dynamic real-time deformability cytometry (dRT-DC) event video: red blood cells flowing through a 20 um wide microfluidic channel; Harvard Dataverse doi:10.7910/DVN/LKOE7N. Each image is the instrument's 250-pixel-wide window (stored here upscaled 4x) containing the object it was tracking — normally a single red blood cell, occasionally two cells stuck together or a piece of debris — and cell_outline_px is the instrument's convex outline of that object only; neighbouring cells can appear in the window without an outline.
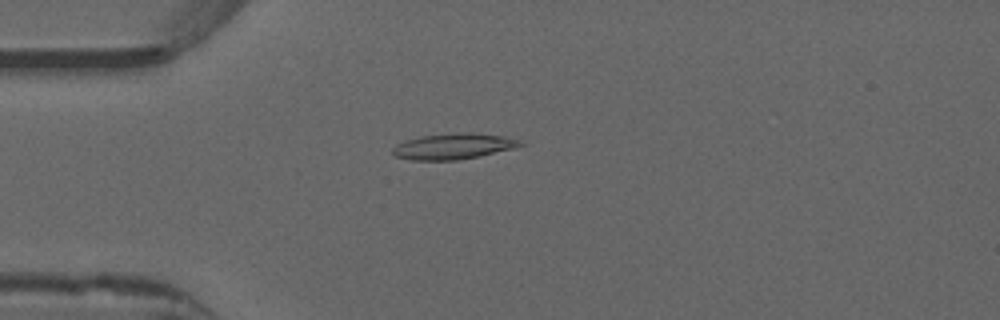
{"species": "common noctule bat (a hibernating species)", "species_latin": "Nyctalus noctula", "temperature_condition": "warm", "stored_images_in_passage": 52, "camera_frame_rate_fps": 3000, "um_per_image_px": 0.085, "animal": {"sex": "male", "forearm_length_mm": 52.5}, "frame": {"image": 1, "passage_image": 14, "time_ms": 4.333, "image_size_px": [1000, 320], "cell_outline_px": [[524, 144], [516, 148], [480, 156], [456, 160], [412, 160], [396, 156], [392, 152], [392, 148], [396, 144], [404, 140], [420, 136], [460, 132], [472, 132], [504, 136], [520, 140]], "centroid_in_image_um": [38.55, 12.43], "position_along_channel_um": 46.5, "area_um2": 19.36}}
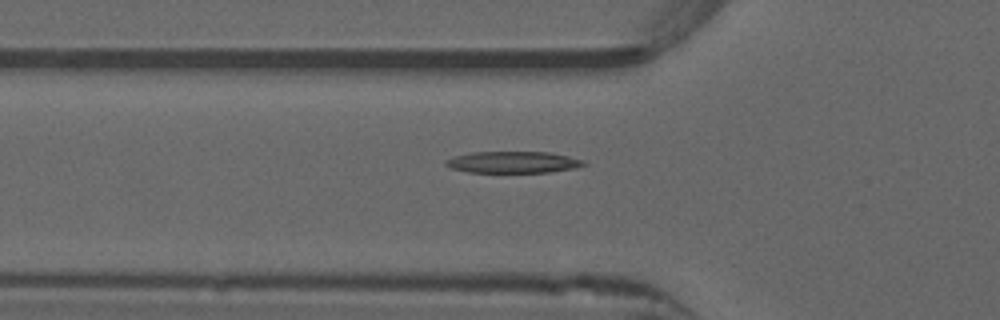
{"frame": {"image": 2, "passage_image": 18, "time_ms": 5.667, "image_size_px": [1000, 320], "cell_outline_px": [[588, 164], [576, 168], [552, 172], [468, 172], [452, 168], [444, 164], [444, 160], [452, 156], [472, 152], [552, 152], [584, 160]], "centroid_in_image_um": [43.63, 13.78], "position_along_channel_um": 82.2, "area_um2": 17.51}}
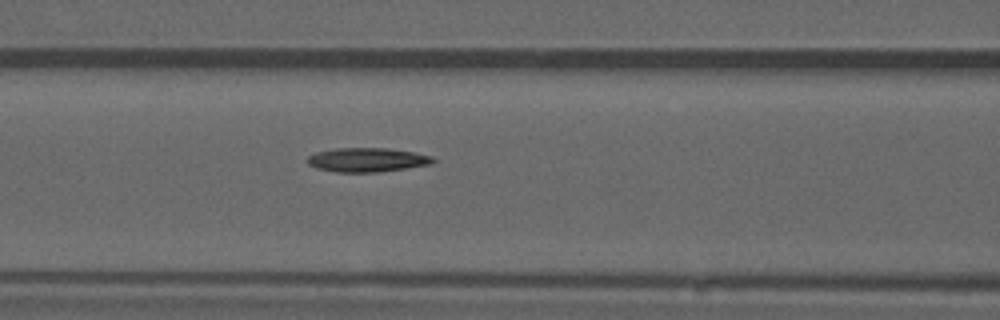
{"frame": {"image": 3, "passage_image": 22, "time_ms": 7.0, "image_size_px": [1000, 320], "cell_outline_px": [[436, 160], [432, 164], [408, 168], [376, 172], [336, 172], [316, 168], [308, 164], [308, 156], [316, 152], [336, 148], [384, 148], [412, 152], [432, 156]], "centroid_in_image_um": [31.21, 13.59], "position_along_channel_um": 135.4, "area_um2": 17.57}, "authors_computed_cell_mechanics": {"area_um2": 16.9932, "velocity_mm_per_s": 3.9514, "shape_relaxation_time_tau1_ms": 6.1884, "shape_relaxation_time_tau2_ms": 4.9006, "deformation_change_tau1": 0.1965, "deformation_change_tau2": 0.1481}}